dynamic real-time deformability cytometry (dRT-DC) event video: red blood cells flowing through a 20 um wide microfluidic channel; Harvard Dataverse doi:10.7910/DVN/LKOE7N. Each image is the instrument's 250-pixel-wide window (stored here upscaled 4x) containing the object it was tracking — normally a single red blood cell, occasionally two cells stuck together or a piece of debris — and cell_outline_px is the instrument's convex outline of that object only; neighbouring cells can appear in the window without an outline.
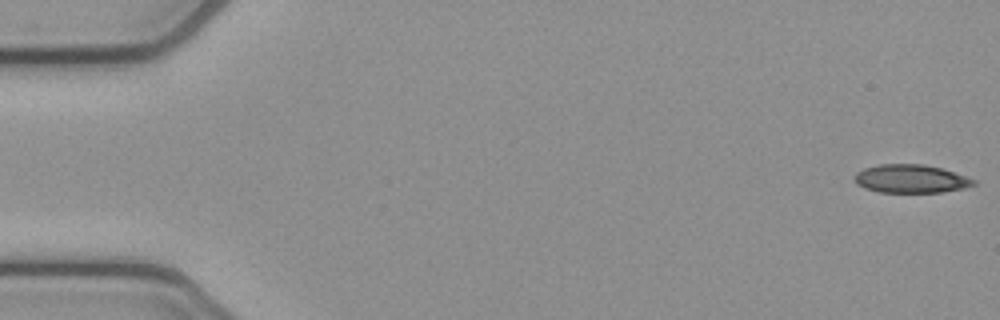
{"species": "common noctule bat (a hibernating species)", "species_latin": "Nyctalus noctula", "temperature_condition": "cold", "stored_images_in_passage": 54, "segment_of_instrument_passage": [1, 2], "camera_frame_rate_fps": 3000, "um_per_image_px": 0.085, "animal": {"sex": "female", "body_mass_g": 21.9}, "frame": {"image": 1, "passage_image": 1, "time_ms": 0.0, "image_size_px": [1000, 320], "cell_outline_px": [[976, 184], [964, 188], [940, 192], [880, 192], [864, 188], [856, 184], [856, 172], [864, 168], [880, 164], [924, 164], [940, 168], [976, 180]], "centroid_in_image_um": [77.4, 15.19], "position_along_channel_um": 7.6, "area_um2": 19.42}}
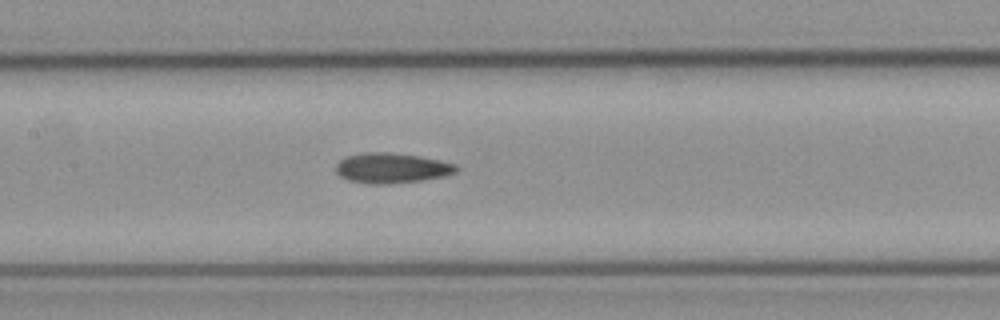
{"frame": {"image": 2, "passage_image": 25, "time_ms": 8.0, "image_size_px": [1000, 320], "cell_outline_px": [[460, 168], [456, 172], [444, 176], [424, 180], [388, 184], [368, 184], [348, 180], [340, 176], [336, 172], [336, 164], [340, 160], [348, 156], [364, 152], [388, 152], [420, 156], [440, 160], [456, 164]], "centroid_in_image_um": [33.31, 14.29], "position_along_channel_um": 174.1, "area_um2": 21.33}}
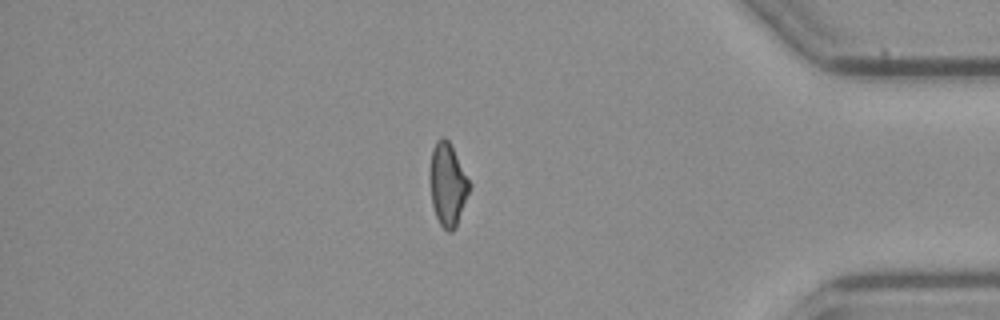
{"frame": {"image": 3, "passage_image": 45, "time_ms": 14.667, "image_size_px": [1000, 320], "cell_outline_px": [[472, 184], [456, 228], [452, 232], [448, 232], [440, 224], [436, 216], [432, 204], [432, 148], [436, 140], [444, 136], [448, 140]], "centroid_in_image_um": [38.1, 15.71], "position_along_channel_um": 397.1, "area_um2": 18.55}}